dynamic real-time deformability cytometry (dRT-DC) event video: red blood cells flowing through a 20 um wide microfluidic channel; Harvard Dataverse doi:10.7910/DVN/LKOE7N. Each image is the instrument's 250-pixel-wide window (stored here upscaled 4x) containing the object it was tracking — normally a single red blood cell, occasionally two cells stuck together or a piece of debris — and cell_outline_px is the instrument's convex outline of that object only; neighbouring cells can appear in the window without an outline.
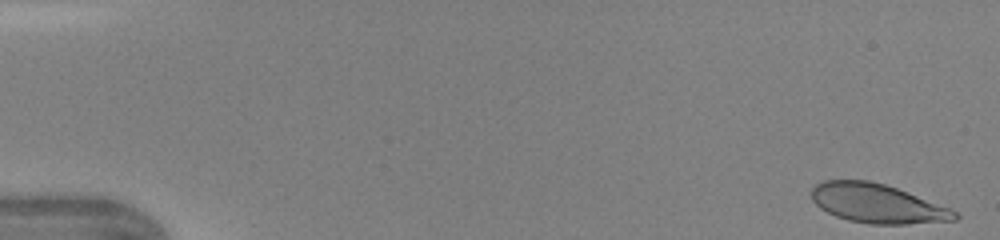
{"species": "human", "species_latin": "Homo sapiens", "temperature_condition": "warm", "stored_images_in_passage": 44, "camera_frame_rate_fps": 3000, "um_per_image_px": 0.085, "donor": {"sex": "female"}, "frame": {"image": 1, "passage_image": 1, "time_ms": 0.0, "image_size_px": [1000, 240], "cell_outline_px": [[960, 216], [956, 220], [908, 224], [868, 224], [848, 220], [836, 216], [820, 208], [812, 200], [812, 188], [816, 184], [824, 180], [868, 180], [884, 184], [896, 188], [948, 208], [956, 212]], "centroid_in_image_um": [74.53, 17.3], "position_along_channel_um": 10.5, "area_um2": 32.31}}
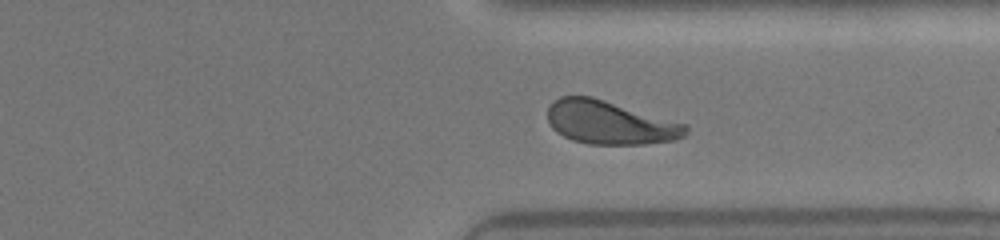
{"frame": {"image": 2, "passage_image": 34, "time_ms": 11.0, "image_size_px": [1000, 240], "cell_outline_px": [[688, 136], [676, 140], [644, 144], [588, 144], [572, 140], [556, 132], [548, 124], [548, 108], [560, 96], [592, 96], [688, 124]], "centroid_in_image_um": [51.88, 10.43], "position_along_channel_um": 359.5, "area_um2": 35.26}}
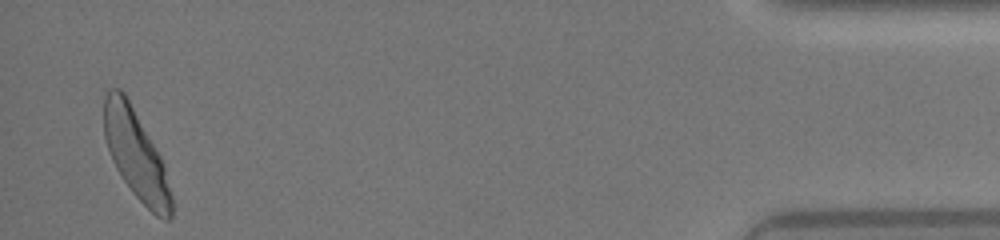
{"frame": {"image": 3, "passage_image": 43, "time_ms": 14.0, "image_size_px": [1000, 240], "cell_outline_px": [[172, 216], [168, 220], [164, 220], [156, 216], [132, 192], [116, 168], [112, 160], [104, 136], [104, 96], [108, 88], [120, 88], [124, 92], [156, 148], [160, 156], [164, 168], [172, 196]], "centroid_in_image_um": [11.54, 13.12], "position_along_channel_um": 423.7, "area_um2": 34.51}}